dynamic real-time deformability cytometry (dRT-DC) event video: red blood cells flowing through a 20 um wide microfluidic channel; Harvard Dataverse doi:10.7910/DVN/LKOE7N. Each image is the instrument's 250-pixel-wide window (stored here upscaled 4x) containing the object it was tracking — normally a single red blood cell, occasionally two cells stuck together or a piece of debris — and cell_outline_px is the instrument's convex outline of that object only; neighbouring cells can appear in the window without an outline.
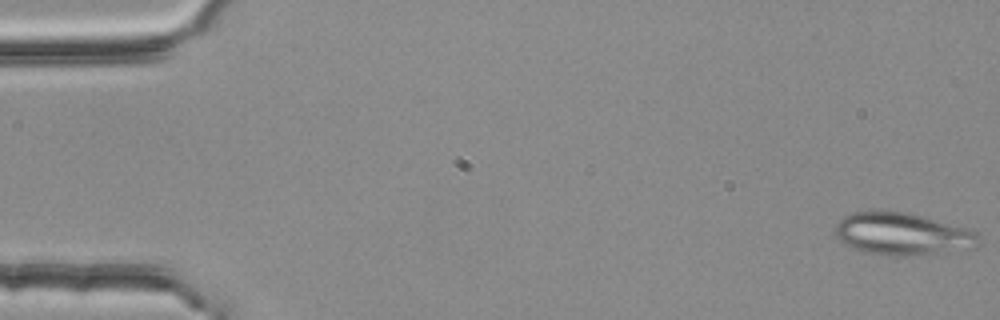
{"species": "common noctule bat (a hibernating species)", "species_latin": "Nyctalus noctula", "temperature_condition": "room temperature", "stored_images_in_passage": 4, "camera_frame_rate_fps": 3000, "um_per_image_px": 0.085, "animal": {"sex": "female", "body_mass_g": 25.1}, "frame": {"image": 1, "passage_image": 1, "time_ms": 0.0, "image_size_px": [1000, 320], "cell_outline_px": [[980, 236], [976, 248], [928, 256], [904, 256], [868, 252], [852, 248], [844, 244], [836, 236], [836, 224], [844, 216], [852, 212], [876, 208], [912, 212], [968, 228], [976, 232]], "centroid_in_image_um": [76.75, 19.86], "position_along_channel_um": 8.2, "area_um2": 36.65}}